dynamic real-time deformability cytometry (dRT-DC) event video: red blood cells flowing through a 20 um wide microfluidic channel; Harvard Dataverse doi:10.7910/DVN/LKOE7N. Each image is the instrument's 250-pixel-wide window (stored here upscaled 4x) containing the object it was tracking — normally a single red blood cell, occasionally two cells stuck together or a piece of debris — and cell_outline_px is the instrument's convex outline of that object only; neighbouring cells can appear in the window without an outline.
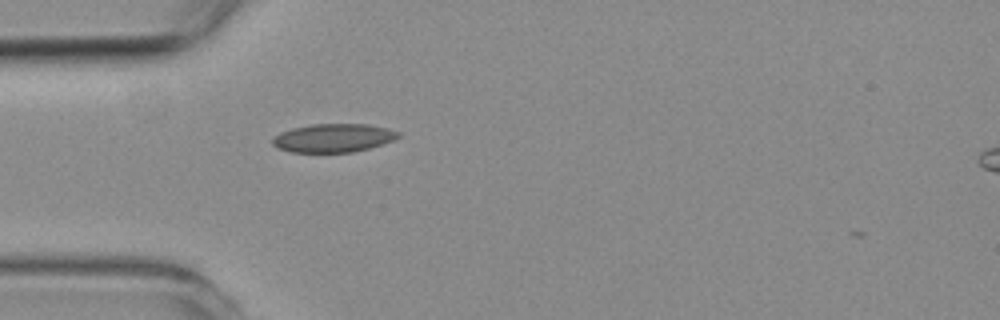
{"species": "common noctule bat (a hibernating species)", "species_latin": "Nyctalus noctula", "temperature_condition": "room temperature", "stored_images_in_passage": 40, "camera_frame_rate_fps": 3000, "um_per_image_px": 0.085, "animal": {"sex": "female", "body_mass_g": 19.3, "forearm_length_mm": 54.1}, "frame": {"image": 1, "passage_image": 2, "time_ms": 0.333, "image_size_px": [1000, 320], "cell_outline_px": [[400, 136], [392, 140], [368, 148], [352, 152], [292, 152], [276, 148], [272, 144], [272, 136], [280, 132], [292, 128], [312, 124], [368, 124], [388, 128], [400, 132]], "centroid_in_image_um": [28.29, 11.72], "position_along_channel_um": 56.7, "area_um2": 20.87}}
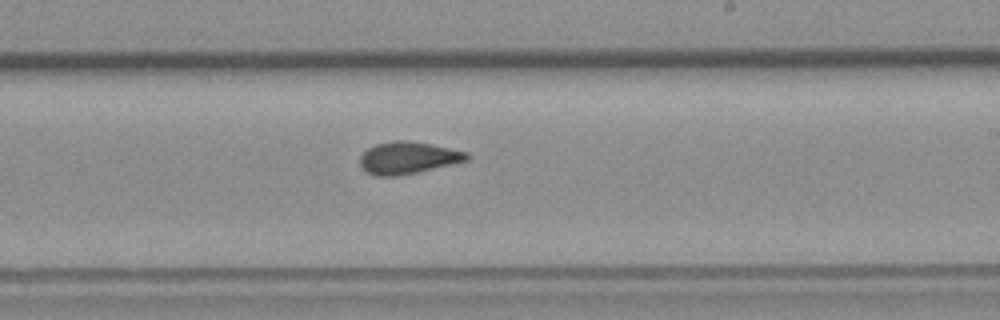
{"frame": {"image": 2, "passage_image": 18, "time_ms": 5.667, "image_size_px": [1000, 320], "cell_outline_px": [[468, 160], [416, 172], [396, 176], [376, 176], [368, 172], [360, 164], [360, 156], [368, 148], [376, 144], [392, 140], [404, 140], [428, 144], [468, 152]], "centroid_in_image_um": [34.64, 13.41], "position_along_channel_um": 254.4, "area_um2": 19.54}}
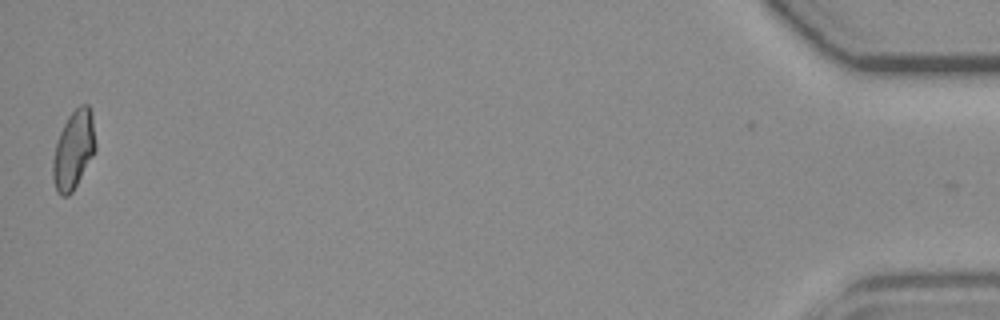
{"frame": {"image": 3, "passage_image": 40, "time_ms": 13.0, "image_size_px": [1000, 320], "cell_outline_px": [[96, 148], [92, 156], [72, 192], [68, 196], [60, 196], [56, 192], [52, 176], [52, 160], [56, 140], [68, 116], [80, 104], [88, 104], [92, 112], [96, 144]], "centroid_in_image_um": [6.24, 12.73], "position_along_channel_um": 429.0, "area_um2": 19.59}, "authors_computed_cell_mechanics": {"area_um2": 19.5653, "velocity_mm_per_s": 3.7764, "shape_relaxation_time_tau1_ms": null, "shape_relaxation_time_tau2_ms": 1.8106, "deformation_change_tau1": null, "deformation_change_tau2": 0.0576}}